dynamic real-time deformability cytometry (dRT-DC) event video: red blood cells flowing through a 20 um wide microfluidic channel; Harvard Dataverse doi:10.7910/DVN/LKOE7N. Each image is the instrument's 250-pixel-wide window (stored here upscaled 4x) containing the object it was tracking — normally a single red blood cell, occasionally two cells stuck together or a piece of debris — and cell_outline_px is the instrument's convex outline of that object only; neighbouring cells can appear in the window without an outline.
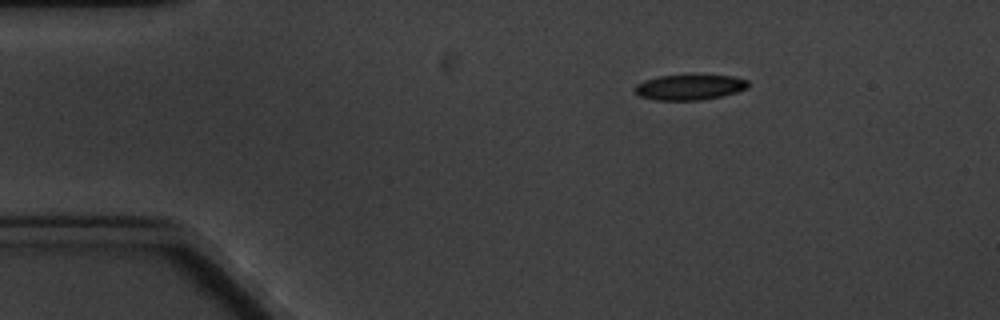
{"species": "common noctule bat (a hibernating species)", "species_latin": "Nyctalus noctula", "temperature_condition": "cold", "stored_images_in_passage": 3, "camera_frame_rate_fps": 3000, "um_per_image_px": 0.085, "animal": {"sex": "male", "body_mass_g": 20.1, "forearm_length_mm": 53.5}, "frame": {"image": 1, "passage_image": 1, "time_ms": 0.0, "image_size_px": [1000, 320], "cell_outline_px": [[748, 88], [736, 92], [720, 96], [700, 100], [656, 100], [640, 96], [632, 88], [636, 84], [644, 80], [660, 76], [692, 72], [732, 76], [748, 80]], "centroid_in_image_um": [58.61, 7.36], "position_along_channel_um": 26.4, "area_um2": 17.51}}